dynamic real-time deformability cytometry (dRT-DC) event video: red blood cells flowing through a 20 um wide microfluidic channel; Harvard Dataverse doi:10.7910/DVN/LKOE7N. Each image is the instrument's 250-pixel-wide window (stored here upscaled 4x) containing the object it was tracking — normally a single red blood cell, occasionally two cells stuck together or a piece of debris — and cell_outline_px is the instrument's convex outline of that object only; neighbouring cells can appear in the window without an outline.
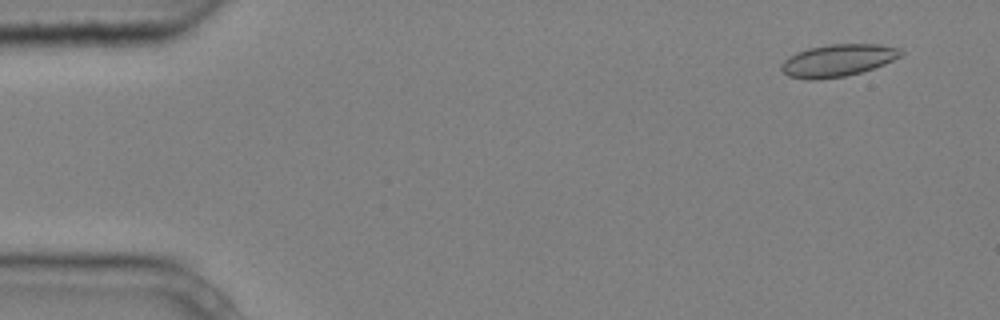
{"species": "common noctule bat (a hibernating species)", "species_latin": "Nyctalus noctula", "temperature_condition": "cold", "stored_images_in_passage": 6, "camera_frame_rate_fps": 3000, "um_per_image_px": 0.085, "animal": {"sex": "male", "body_mass_g": 20.4}, "frame": {"image": 1, "passage_image": 2, "time_ms": 0.333, "image_size_px": [1000, 320], "cell_outline_px": [[904, 52], [900, 56], [884, 64], [860, 72], [844, 76], [816, 80], [808, 80], [788, 76], [780, 68], [780, 64], [788, 56], [796, 52], [808, 48], [832, 44], [880, 44], [900, 48]], "centroid_in_image_um": [71.18, 5.13], "position_along_channel_um": 13.8, "area_um2": 22.43}}
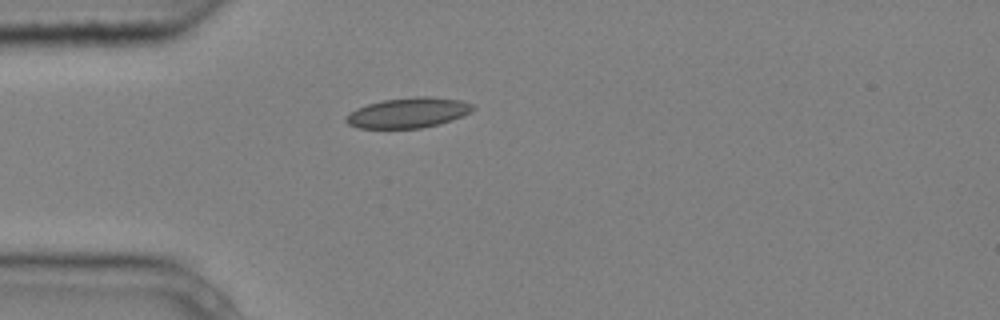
{"frame": {"image": 2, "passage_image": 5, "time_ms": 1.333, "image_size_px": [1000, 320], "cell_outline_px": [[476, 108], [472, 112], [464, 116], [440, 124], [420, 128], [360, 128], [348, 124], [344, 120], [344, 116], [356, 108], [368, 104], [384, 100], [416, 96], [428, 96], [460, 100], [472, 104]], "centroid_in_image_um": [34.71, 9.58], "position_along_channel_um": 50.3, "area_um2": 22.48}}